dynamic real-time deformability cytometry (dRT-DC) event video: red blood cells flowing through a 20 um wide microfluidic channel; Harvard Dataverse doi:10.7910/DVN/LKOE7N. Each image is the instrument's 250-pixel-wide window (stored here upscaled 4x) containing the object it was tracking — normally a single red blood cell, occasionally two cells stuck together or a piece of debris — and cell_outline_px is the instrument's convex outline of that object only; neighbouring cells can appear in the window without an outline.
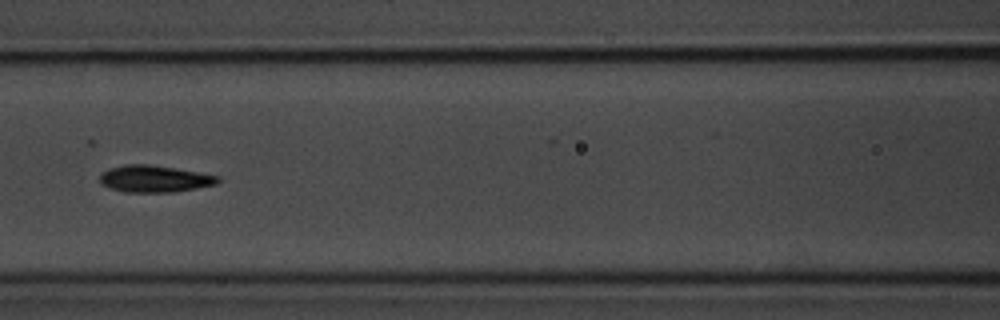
{"species": "common noctule bat (a hibernating species)", "species_latin": "Nyctalus noctula", "temperature_condition": "room temperature", "stored_images_in_passage": 15, "camera_frame_rate_fps": 3000, "um_per_image_px": 0.085, "animal": {"sex": "male", "body_mass_g": 20.1, "forearm_length_mm": 53.5}, "frame": {"image": 1, "passage_image": 7, "time_ms": 7.667, "image_size_px": [1000, 320], "cell_outline_px": [[220, 180], [216, 184], [196, 188], [172, 192], [124, 192], [108, 188], [100, 184], [100, 176], [108, 168], [124, 164], [148, 164], [176, 168], [220, 176]], "centroid_in_image_um": [13.1, 15.19], "position_along_channel_um": 153.5, "area_um2": 18.55}}
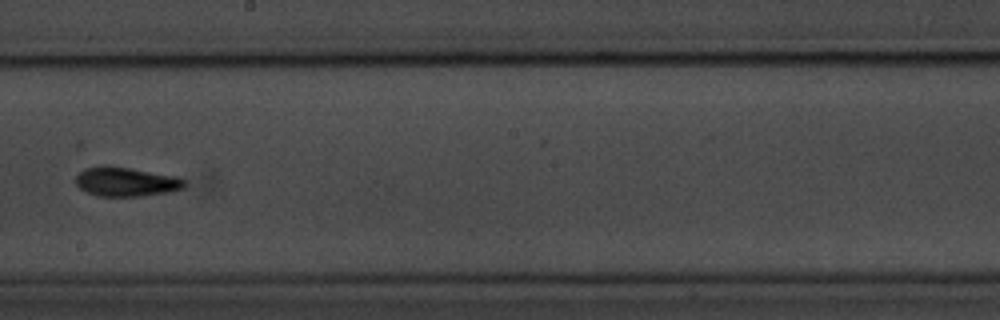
{"frame": {"image": 2, "passage_image": 9, "time_ms": 10.0, "image_size_px": [1000, 320], "cell_outline_px": [[188, 184], [184, 188], [168, 192], [140, 196], [96, 196], [80, 188], [76, 184], [76, 176], [84, 168], [108, 164], [180, 176]], "centroid_in_image_um": [10.75, 15.43], "position_along_channel_um": 237.5, "area_um2": 18.9}}
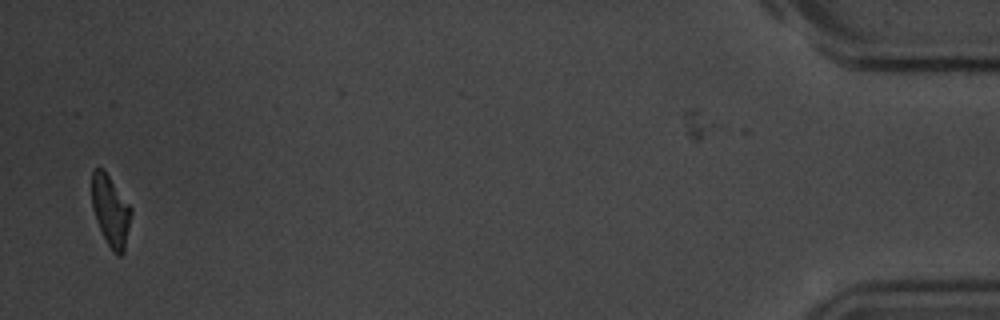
{"frame": {"image": 3, "passage_image": 15, "time_ms": 17.667, "image_size_px": [1000, 320], "cell_outline_px": [[132, 212], [124, 252], [120, 256], [116, 256], [112, 252], [100, 228], [92, 208], [92, 168], [104, 168], [132, 208]], "centroid_in_image_um": [9.41, 17.9], "position_along_channel_um": 425.8, "area_um2": 16.3}, "authors_computed_cell_mechanics": {"area_um2": 17.1666, "velocity_mm_per_s": 3.6102, "shape_relaxation_time_tau1_ms": 2.3529, "shape_relaxation_time_tau2_ms": 2.6122, "deformation_change_tau1": 0.1189, "deformation_change_tau2": 0.0662}}